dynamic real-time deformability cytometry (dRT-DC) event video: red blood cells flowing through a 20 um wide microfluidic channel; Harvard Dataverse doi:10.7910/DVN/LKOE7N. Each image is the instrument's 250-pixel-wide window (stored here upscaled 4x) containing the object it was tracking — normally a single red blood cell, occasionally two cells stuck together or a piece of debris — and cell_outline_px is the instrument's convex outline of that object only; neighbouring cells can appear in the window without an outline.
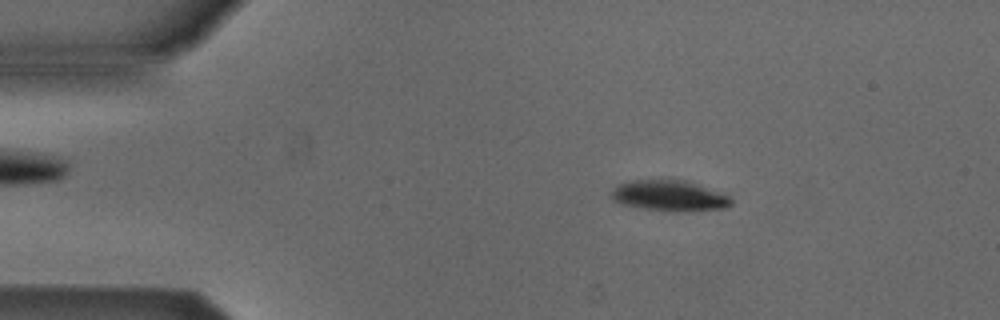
{"species": "Egyptian fruit bat (a non-hibernating species)", "species_latin": "Rousettus aegyptiacus", "temperature_condition": "cold", "stored_images_in_passage": 33, "camera_frame_rate_fps": 3000, "um_per_image_px": 0.085, "animal": {"sex": "male"}, "frame": {"image": 1, "passage_image": 1, "time_ms": 0.0, "image_size_px": [1000, 320], "cell_outline_px": [[732, 204], [728, 208], [676, 212], [672, 212], [640, 208], [620, 204], [612, 200], [612, 192], [620, 184], [636, 180], [688, 180], [724, 192], [732, 200]], "centroid_in_image_um": [56.98, 16.65], "position_along_channel_um": 28.0, "area_um2": 21.73}}
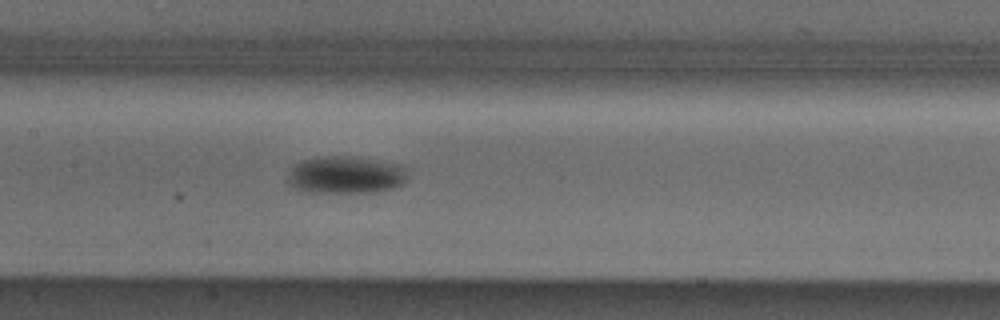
{"frame": {"image": 2, "passage_image": 17, "time_ms": 5.333, "image_size_px": [1000, 320], "cell_outline_px": [[408, 176], [404, 184], [392, 188], [376, 192], [308, 192], [296, 188], [288, 184], [288, 176], [292, 168], [300, 160], [320, 156], [356, 156], [404, 164]], "centroid_in_image_um": [29.44, 14.85], "position_along_channel_um": 178.0, "area_um2": 26.59}}
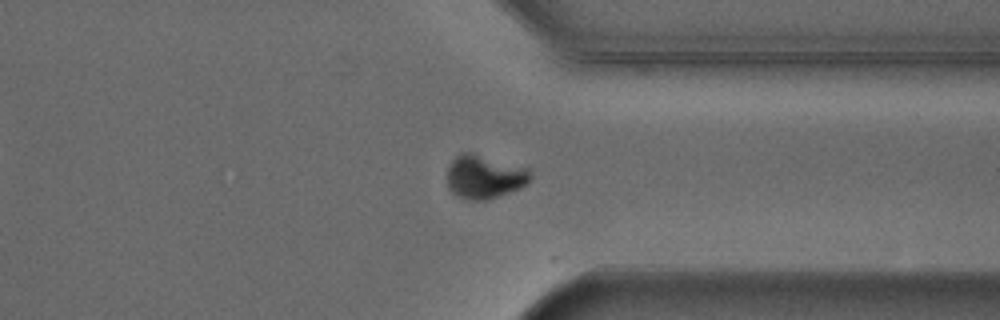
{"frame": {"image": 3, "passage_image": 32, "time_ms": 10.333, "image_size_px": [1000, 320], "cell_outline_px": [[532, 176], [520, 188], [488, 200], [468, 200], [456, 196], [448, 188], [448, 168], [452, 160], [456, 156], [464, 152], [468, 152], [524, 168]], "centroid_in_image_um": [41.11, 15.06], "position_along_channel_um": 370.3, "area_um2": 20.52}, "authors_computed_cell_mechanics": {"area_um2": 24.2182, "velocity_mm_per_s": 3.8838, "shape_relaxation_time_tau1_ms": 1.4366, "shape_relaxation_time_tau2_ms": null, "deformation_change_tau1": 0.0832, "deformation_change_tau2": null}}